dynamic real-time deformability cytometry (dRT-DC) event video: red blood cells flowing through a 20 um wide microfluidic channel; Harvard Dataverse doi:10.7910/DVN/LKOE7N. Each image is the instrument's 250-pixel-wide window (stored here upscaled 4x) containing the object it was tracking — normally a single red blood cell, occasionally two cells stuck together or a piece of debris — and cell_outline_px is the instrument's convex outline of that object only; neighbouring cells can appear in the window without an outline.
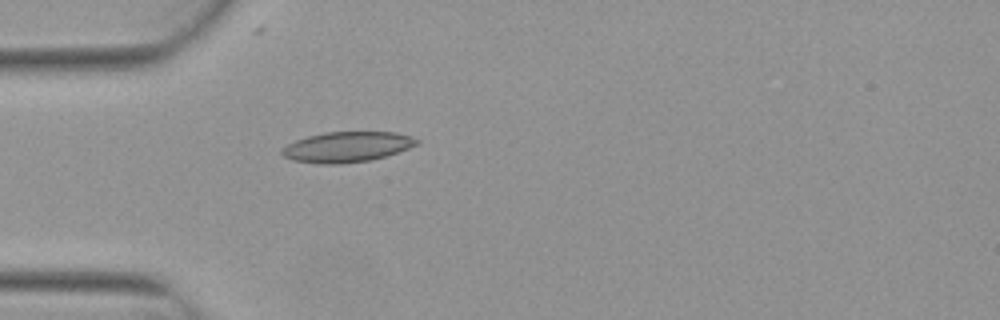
{"species": "Egyptian fruit bat (a non-hibernating species)", "species_latin": "Rousettus aegyptiacus", "temperature_condition": "warm", "stored_images_in_passage": 1, "camera_frame_rate_fps": 3000, "um_per_image_px": 0.085, "animal": {"sex": "female"}, "frame": {"image": 1, "passage_image": 1, "time_ms": 0.0, "image_size_px": [1000, 320], "cell_outline_px": [[420, 144], [372, 160], [340, 164], [320, 164], [292, 160], [284, 156], [280, 152], [288, 144], [296, 140], [308, 136], [324, 132], [396, 132], [412, 136], [420, 140]], "centroid_in_image_um": [29.52, 12.48], "position_along_channel_um": 55.5, "area_um2": 23.87}}